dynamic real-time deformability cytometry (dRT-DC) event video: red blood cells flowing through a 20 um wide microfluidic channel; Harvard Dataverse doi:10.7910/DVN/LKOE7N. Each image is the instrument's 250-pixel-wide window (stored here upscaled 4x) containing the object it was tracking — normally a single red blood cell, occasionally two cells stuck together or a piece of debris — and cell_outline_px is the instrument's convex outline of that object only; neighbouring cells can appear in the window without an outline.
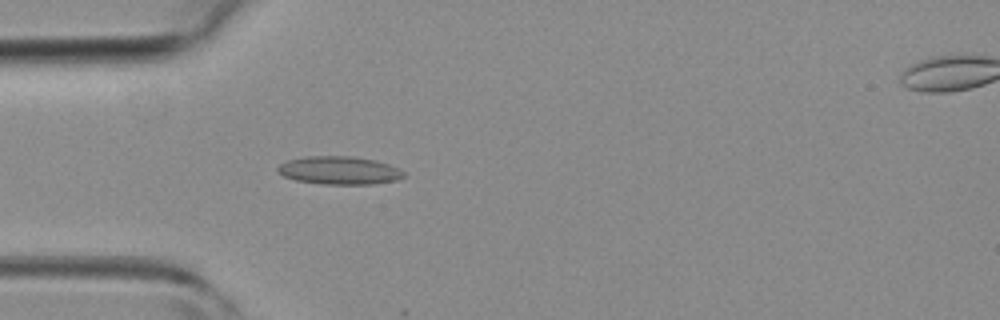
{"species": "common noctule bat (a hibernating species)", "species_latin": "Nyctalus noctula", "temperature_condition": "room temperature", "stored_images_in_passage": 5, "camera_frame_rate_fps": 3000, "um_per_image_px": 0.085, "animal": {"sex": "female", "body_mass_g": 19.3, "forearm_length_mm": 54.1}, "frame": {"image": 1, "passage_image": 4, "time_ms": 3.667, "image_size_px": [1000, 320], "cell_outline_px": [[404, 176], [396, 180], [372, 184], [324, 184], [296, 180], [284, 176], [276, 172], [276, 168], [280, 164], [288, 160], [308, 156], [352, 156], [376, 160], [400, 168], [404, 172]], "centroid_in_image_um": [28.83, 14.48], "position_along_channel_um": 56.2, "area_um2": 20.63}}